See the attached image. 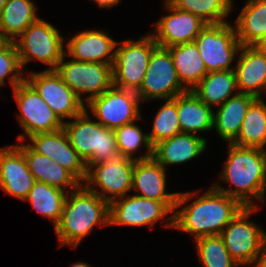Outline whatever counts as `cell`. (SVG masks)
Wrapping results in <instances>:
<instances>
[{
	"label": "cell",
	"mask_w": 266,
	"mask_h": 267,
	"mask_svg": "<svg viewBox=\"0 0 266 267\" xmlns=\"http://www.w3.org/2000/svg\"><path fill=\"white\" fill-rule=\"evenodd\" d=\"M166 170L153 158L135 160L132 174V190L137 196L161 202H177L178 193L166 192ZM139 192V193H138Z\"/></svg>",
	"instance_id": "obj_21"
},
{
	"label": "cell",
	"mask_w": 266,
	"mask_h": 267,
	"mask_svg": "<svg viewBox=\"0 0 266 267\" xmlns=\"http://www.w3.org/2000/svg\"><path fill=\"white\" fill-rule=\"evenodd\" d=\"M55 26L39 18L14 41L21 67L31 60L48 65L55 70L66 51L65 39Z\"/></svg>",
	"instance_id": "obj_6"
},
{
	"label": "cell",
	"mask_w": 266,
	"mask_h": 267,
	"mask_svg": "<svg viewBox=\"0 0 266 267\" xmlns=\"http://www.w3.org/2000/svg\"><path fill=\"white\" fill-rule=\"evenodd\" d=\"M28 139L32 142L28 145L35 152L57 162L83 184L87 175V167L84 160L70 145L63 128L53 132L37 133Z\"/></svg>",
	"instance_id": "obj_17"
},
{
	"label": "cell",
	"mask_w": 266,
	"mask_h": 267,
	"mask_svg": "<svg viewBox=\"0 0 266 267\" xmlns=\"http://www.w3.org/2000/svg\"><path fill=\"white\" fill-rule=\"evenodd\" d=\"M66 56L65 53L55 71L83 103L102 95L113 85L112 65L74 59L65 62ZM86 93L84 101L82 95Z\"/></svg>",
	"instance_id": "obj_10"
},
{
	"label": "cell",
	"mask_w": 266,
	"mask_h": 267,
	"mask_svg": "<svg viewBox=\"0 0 266 267\" xmlns=\"http://www.w3.org/2000/svg\"><path fill=\"white\" fill-rule=\"evenodd\" d=\"M185 91L187 89L178 78L169 49L157 45L151 53L148 69L137 92L139 99L168 100Z\"/></svg>",
	"instance_id": "obj_14"
},
{
	"label": "cell",
	"mask_w": 266,
	"mask_h": 267,
	"mask_svg": "<svg viewBox=\"0 0 266 267\" xmlns=\"http://www.w3.org/2000/svg\"><path fill=\"white\" fill-rule=\"evenodd\" d=\"M70 267H92L88 263L85 262H77L73 263Z\"/></svg>",
	"instance_id": "obj_40"
},
{
	"label": "cell",
	"mask_w": 266,
	"mask_h": 267,
	"mask_svg": "<svg viewBox=\"0 0 266 267\" xmlns=\"http://www.w3.org/2000/svg\"><path fill=\"white\" fill-rule=\"evenodd\" d=\"M123 196L109 204L110 226H149L153 227L157 221L164 219L165 228H173V213L177 202H161L137 195ZM168 216L166 218V215Z\"/></svg>",
	"instance_id": "obj_8"
},
{
	"label": "cell",
	"mask_w": 266,
	"mask_h": 267,
	"mask_svg": "<svg viewBox=\"0 0 266 267\" xmlns=\"http://www.w3.org/2000/svg\"><path fill=\"white\" fill-rule=\"evenodd\" d=\"M34 183L24 153L16 145L1 148L0 188L6 194L24 201Z\"/></svg>",
	"instance_id": "obj_18"
},
{
	"label": "cell",
	"mask_w": 266,
	"mask_h": 267,
	"mask_svg": "<svg viewBox=\"0 0 266 267\" xmlns=\"http://www.w3.org/2000/svg\"><path fill=\"white\" fill-rule=\"evenodd\" d=\"M66 196L67 192L59 188L35 181L24 201H29L43 218L51 219L55 227L60 221Z\"/></svg>",
	"instance_id": "obj_31"
},
{
	"label": "cell",
	"mask_w": 266,
	"mask_h": 267,
	"mask_svg": "<svg viewBox=\"0 0 266 267\" xmlns=\"http://www.w3.org/2000/svg\"><path fill=\"white\" fill-rule=\"evenodd\" d=\"M196 45L204 61L207 73L234 70L232 61L236 60L241 47L234 25L229 22L207 24L199 33Z\"/></svg>",
	"instance_id": "obj_9"
},
{
	"label": "cell",
	"mask_w": 266,
	"mask_h": 267,
	"mask_svg": "<svg viewBox=\"0 0 266 267\" xmlns=\"http://www.w3.org/2000/svg\"><path fill=\"white\" fill-rule=\"evenodd\" d=\"M234 21L241 46H257L266 35V0H247Z\"/></svg>",
	"instance_id": "obj_26"
},
{
	"label": "cell",
	"mask_w": 266,
	"mask_h": 267,
	"mask_svg": "<svg viewBox=\"0 0 266 267\" xmlns=\"http://www.w3.org/2000/svg\"><path fill=\"white\" fill-rule=\"evenodd\" d=\"M256 97L237 93L217 107L213 117V128L222 140L233 143L238 136L243 119Z\"/></svg>",
	"instance_id": "obj_24"
},
{
	"label": "cell",
	"mask_w": 266,
	"mask_h": 267,
	"mask_svg": "<svg viewBox=\"0 0 266 267\" xmlns=\"http://www.w3.org/2000/svg\"><path fill=\"white\" fill-rule=\"evenodd\" d=\"M134 161L125 157H115L98 165H88L83 185L110 204L128 195L132 190Z\"/></svg>",
	"instance_id": "obj_13"
},
{
	"label": "cell",
	"mask_w": 266,
	"mask_h": 267,
	"mask_svg": "<svg viewBox=\"0 0 266 267\" xmlns=\"http://www.w3.org/2000/svg\"><path fill=\"white\" fill-rule=\"evenodd\" d=\"M196 192L199 193L198 191L178 192V204L173 213V228L194 235L195 240L205 236L220 235L244 208L237 199L213 186L202 196L183 207L182 205L195 197Z\"/></svg>",
	"instance_id": "obj_1"
},
{
	"label": "cell",
	"mask_w": 266,
	"mask_h": 267,
	"mask_svg": "<svg viewBox=\"0 0 266 267\" xmlns=\"http://www.w3.org/2000/svg\"><path fill=\"white\" fill-rule=\"evenodd\" d=\"M258 209L244 207L220 234L230 256L240 266L257 267L263 252L266 232L248 219Z\"/></svg>",
	"instance_id": "obj_5"
},
{
	"label": "cell",
	"mask_w": 266,
	"mask_h": 267,
	"mask_svg": "<svg viewBox=\"0 0 266 267\" xmlns=\"http://www.w3.org/2000/svg\"><path fill=\"white\" fill-rule=\"evenodd\" d=\"M233 144L266 150V103L256 98L249 106Z\"/></svg>",
	"instance_id": "obj_30"
},
{
	"label": "cell",
	"mask_w": 266,
	"mask_h": 267,
	"mask_svg": "<svg viewBox=\"0 0 266 267\" xmlns=\"http://www.w3.org/2000/svg\"><path fill=\"white\" fill-rule=\"evenodd\" d=\"M227 144L228 156L220 179L234 187L226 189L217 181L213 187L237 199L244 207H256V200L263 202L266 198V150Z\"/></svg>",
	"instance_id": "obj_2"
},
{
	"label": "cell",
	"mask_w": 266,
	"mask_h": 267,
	"mask_svg": "<svg viewBox=\"0 0 266 267\" xmlns=\"http://www.w3.org/2000/svg\"><path fill=\"white\" fill-rule=\"evenodd\" d=\"M7 0H0V13L2 12Z\"/></svg>",
	"instance_id": "obj_41"
},
{
	"label": "cell",
	"mask_w": 266,
	"mask_h": 267,
	"mask_svg": "<svg viewBox=\"0 0 266 267\" xmlns=\"http://www.w3.org/2000/svg\"><path fill=\"white\" fill-rule=\"evenodd\" d=\"M115 48L112 65L113 85L138 92L148 69L153 49L157 46L151 34L140 36L137 41L125 39Z\"/></svg>",
	"instance_id": "obj_7"
},
{
	"label": "cell",
	"mask_w": 266,
	"mask_h": 267,
	"mask_svg": "<svg viewBox=\"0 0 266 267\" xmlns=\"http://www.w3.org/2000/svg\"><path fill=\"white\" fill-rule=\"evenodd\" d=\"M65 45L68 49L66 55L71 59L113 65L114 49L119 44L105 30H84L75 34Z\"/></svg>",
	"instance_id": "obj_20"
},
{
	"label": "cell",
	"mask_w": 266,
	"mask_h": 267,
	"mask_svg": "<svg viewBox=\"0 0 266 267\" xmlns=\"http://www.w3.org/2000/svg\"><path fill=\"white\" fill-rule=\"evenodd\" d=\"M257 267H266V242L264 244L263 252L261 254V258Z\"/></svg>",
	"instance_id": "obj_38"
},
{
	"label": "cell",
	"mask_w": 266,
	"mask_h": 267,
	"mask_svg": "<svg viewBox=\"0 0 266 267\" xmlns=\"http://www.w3.org/2000/svg\"><path fill=\"white\" fill-rule=\"evenodd\" d=\"M192 91L207 106L218 107L232 97V93H239L235 70H222L207 73Z\"/></svg>",
	"instance_id": "obj_29"
},
{
	"label": "cell",
	"mask_w": 266,
	"mask_h": 267,
	"mask_svg": "<svg viewBox=\"0 0 266 267\" xmlns=\"http://www.w3.org/2000/svg\"><path fill=\"white\" fill-rule=\"evenodd\" d=\"M207 146V140L191 133H179L153 146L152 158L161 166L182 164L200 156Z\"/></svg>",
	"instance_id": "obj_22"
},
{
	"label": "cell",
	"mask_w": 266,
	"mask_h": 267,
	"mask_svg": "<svg viewBox=\"0 0 266 267\" xmlns=\"http://www.w3.org/2000/svg\"><path fill=\"white\" fill-rule=\"evenodd\" d=\"M114 131L118 152L121 157L132 160H147L152 158L153 146L150 143L148 133H143L142 129L134 124V122L116 128ZM141 146L145 147L147 153L135 157L134 155L140 150Z\"/></svg>",
	"instance_id": "obj_33"
},
{
	"label": "cell",
	"mask_w": 266,
	"mask_h": 267,
	"mask_svg": "<svg viewBox=\"0 0 266 267\" xmlns=\"http://www.w3.org/2000/svg\"><path fill=\"white\" fill-rule=\"evenodd\" d=\"M74 121H64L63 129L70 145L88 165H98L109 159L121 157L116 142V134L112 129L91 120L87 110L73 118Z\"/></svg>",
	"instance_id": "obj_4"
},
{
	"label": "cell",
	"mask_w": 266,
	"mask_h": 267,
	"mask_svg": "<svg viewBox=\"0 0 266 267\" xmlns=\"http://www.w3.org/2000/svg\"><path fill=\"white\" fill-rule=\"evenodd\" d=\"M168 49L181 84L187 90H192L207 74L196 42L175 45Z\"/></svg>",
	"instance_id": "obj_27"
},
{
	"label": "cell",
	"mask_w": 266,
	"mask_h": 267,
	"mask_svg": "<svg viewBox=\"0 0 266 267\" xmlns=\"http://www.w3.org/2000/svg\"><path fill=\"white\" fill-rule=\"evenodd\" d=\"M25 80L37 91L52 111L64 123L85 110L83 103L55 70L28 73Z\"/></svg>",
	"instance_id": "obj_15"
},
{
	"label": "cell",
	"mask_w": 266,
	"mask_h": 267,
	"mask_svg": "<svg viewBox=\"0 0 266 267\" xmlns=\"http://www.w3.org/2000/svg\"><path fill=\"white\" fill-rule=\"evenodd\" d=\"M164 1L169 14L155 23L151 34L157 45L168 48L195 41L207 24L192 13L177 9L168 0Z\"/></svg>",
	"instance_id": "obj_16"
},
{
	"label": "cell",
	"mask_w": 266,
	"mask_h": 267,
	"mask_svg": "<svg viewBox=\"0 0 266 267\" xmlns=\"http://www.w3.org/2000/svg\"><path fill=\"white\" fill-rule=\"evenodd\" d=\"M36 5L32 0H7L0 13V35L14 42L32 23L37 21Z\"/></svg>",
	"instance_id": "obj_28"
},
{
	"label": "cell",
	"mask_w": 266,
	"mask_h": 267,
	"mask_svg": "<svg viewBox=\"0 0 266 267\" xmlns=\"http://www.w3.org/2000/svg\"><path fill=\"white\" fill-rule=\"evenodd\" d=\"M7 41L0 35V47L3 46Z\"/></svg>",
	"instance_id": "obj_42"
},
{
	"label": "cell",
	"mask_w": 266,
	"mask_h": 267,
	"mask_svg": "<svg viewBox=\"0 0 266 267\" xmlns=\"http://www.w3.org/2000/svg\"><path fill=\"white\" fill-rule=\"evenodd\" d=\"M177 9L190 12L206 24L226 23L233 0H168Z\"/></svg>",
	"instance_id": "obj_32"
},
{
	"label": "cell",
	"mask_w": 266,
	"mask_h": 267,
	"mask_svg": "<svg viewBox=\"0 0 266 267\" xmlns=\"http://www.w3.org/2000/svg\"><path fill=\"white\" fill-rule=\"evenodd\" d=\"M12 91L20 109L17 118L23 130V134L18 136V141L22 143L31 135L63 128V122L26 80L16 85Z\"/></svg>",
	"instance_id": "obj_12"
},
{
	"label": "cell",
	"mask_w": 266,
	"mask_h": 267,
	"mask_svg": "<svg viewBox=\"0 0 266 267\" xmlns=\"http://www.w3.org/2000/svg\"><path fill=\"white\" fill-rule=\"evenodd\" d=\"M194 241L203 267H240L230 256L220 235L205 236Z\"/></svg>",
	"instance_id": "obj_34"
},
{
	"label": "cell",
	"mask_w": 266,
	"mask_h": 267,
	"mask_svg": "<svg viewBox=\"0 0 266 267\" xmlns=\"http://www.w3.org/2000/svg\"><path fill=\"white\" fill-rule=\"evenodd\" d=\"M237 56L234 70L239 93L263 98L266 93V52L257 46H241Z\"/></svg>",
	"instance_id": "obj_19"
},
{
	"label": "cell",
	"mask_w": 266,
	"mask_h": 267,
	"mask_svg": "<svg viewBox=\"0 0 266 267\" xmlns=\"http://www.w3.org/2000/svg\"><path fill=\"white\" fill-rule=\"evenodd\" d=\"M139 96L136 92L112 85L102 95L86 103L93 117L102 126L115 130L142 119Z\"/></svg>",
	"instance_id": "obj_11"
},
{
	"label": "cell",
	"mask_w": 266,
	"mask_h": 267,
	"mask_svg": "<svg viewBox=\"0 0 266 267\" xmlns=\"http://www.w3.org/2000/svg\"><path fill=\"white\" fill-rule=\"evenodd\" d=\"M16 146L24 153L28 169L35 181L44 182L67 193L81 185L64 167L49 157L35 152L28 144H16Z\"/></svg>",
	"instance_id": "obj_23"
},
{
	"label": "cell",
	"mask_w": 266,
	"mask_h": 267,
	"mask_svg": "<svg viewBox=\"0 0 266 267\" xmlns=\"http://www.w3.org/2000/svg\"><path fill=\"white\" fill-rule=\"evenodd\" d=\"M96 225H109V203L81 184L67 193L60 221L54 227L59 245L77 248Z\"/></svg>",
	"instance_id": "obj_3"
},
{
	"label": "cell",
	"mask_w": 266,
	"mask_h": 267,
	"mask_svg": "<svg viewBox=\"0 0 266 267\" xmlns=\"http://www.w3.org/2000/svg\"><path fill=\"white\" fill-rule=\"evenodd\" d=\"M164 101L165 103L161 105L155 115L152 131L148 133L152 146L181 133L177 112V96Z\"/></svg>",
	"instance_id": "obj_35"
},
{
	"label": "cell",
	"mask_w": 266,
	"mask_h": 267,
	"mask_svg": "<svg viewBox=\"0 0 266 267\" xmlns=\"http://www.w3.org/2000/svg\"><path fill=\"white\" fill-rule=\"evenodd\" d=\"M19 55L14 42H6L0 47V87L5 85L6 77L12 89L22 83L26 76H23Z\"/></svg>",
	"instance_id": "obj_36"
},
{
	"label": "cell",
	"mask_w": 266,
	"mask_h": 267,
	"mask_svg": "<svg viewBox=\"0 0 266 267\" xmlns=\"http://www.w3.org/2000/svg\"><path fill=\"white\" fill-rule=\"evenodd\" d=\"M177 112L181 133L197 134L213 130V109L192 90L177 95Z\"/></svg>",
	"instance_id": "obj_25"
},
{
	"label": "cell",
	"mask_w": 266,
	"mask_h": 267,
	"mask_svg": "<svg viewBox=\"0 0 266 267\" xmlns=\"http://www.w3.org/2000/svg\"><path fill=\"white\" fill-rule=\"evenodd\" d=\"M101 8H111L118 4L121 0H92Z\"/></svg>",
	"instance_id": "obj_37"
},
{
	"label": "cell",
	"mask_w": 266,
	"mask_h": 267,
	"mask_svg": "<svg viewBox=\"0 0 266 267\" xmlns=\"http://www.w3.org/2000/svg\"><path fill=\"white\" fill-rule=\"evenodd\" d=\"M257 47L266 52V35L263 37V39L259 42V44L257 45Z\"/></svg>",
	"instance_id": "obj_39"
}]
</instances>
